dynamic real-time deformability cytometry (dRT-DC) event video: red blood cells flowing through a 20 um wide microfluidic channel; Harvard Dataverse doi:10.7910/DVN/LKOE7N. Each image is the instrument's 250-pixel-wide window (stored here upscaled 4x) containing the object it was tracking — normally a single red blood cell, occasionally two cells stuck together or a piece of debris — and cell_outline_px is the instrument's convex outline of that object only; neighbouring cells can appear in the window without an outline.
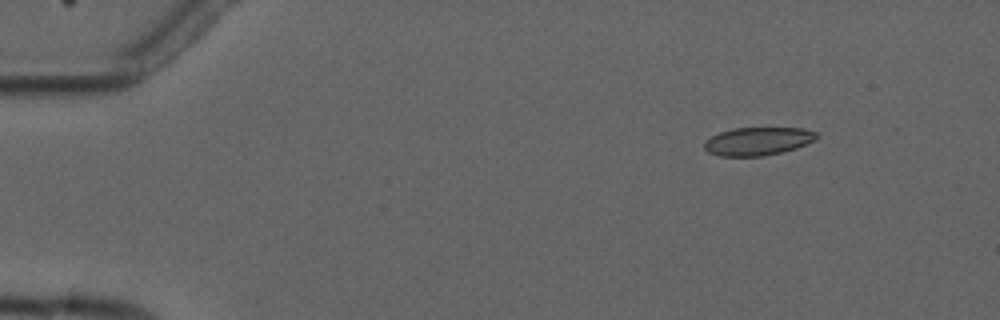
{"species": "common noctule bat (a hibernating species)", "species_latin": "Nyctalus noctula", "temperature_condition": "cold", "stored_images_in_passage": 7, "camera_frame_rate_fps": 3000, "um_per_image_px": 0.085, "animal": {"sex": "male", "forearm_length_mm": 52.5}, "frame": {"image": 1, "passage_image": 1, "time_ms": 0.0, "image_size_px": [1000, 320], "cell_outline_px": [[820, 136], [816, 140], [796, 148], [764, 156], [720, 156], [708, 152], [704, 148], [704, 140], [720, 132], [732, 128], [804, 128], [816, 132]], "centroid_in_image_um": [64.43, 12.0], "position_along_channel_um": 20.6, "area_um2": 18.5}}
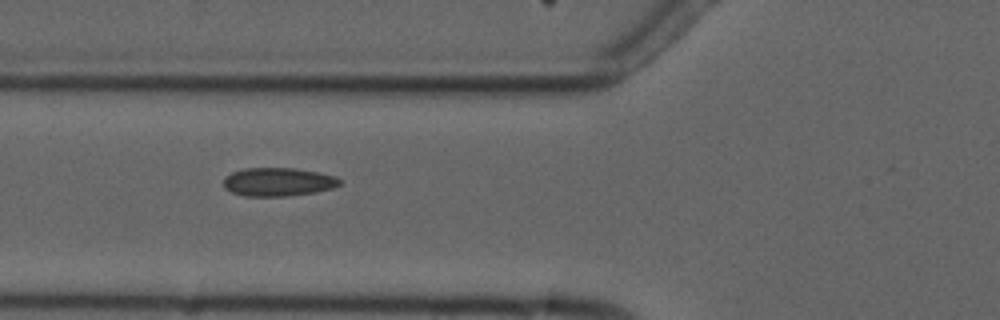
{"frame": {"image": 2, "passage_image": 5, "time_ms": 4.667, "image_size_px": [1000, 320], "cell_outline_px": [[340, 184], [332, 188], [316, 192], [288, 196], [244, 196], [232, 192], [224, 188], [224, 176], [232, 172], [244, 168], [296, 168], [320, 172], [336, 176], [340, 180]], "centroid_in_image_um": [23.64, 15.46], "position_along_channel_um": 102.2, "area_um2": 19.42}}
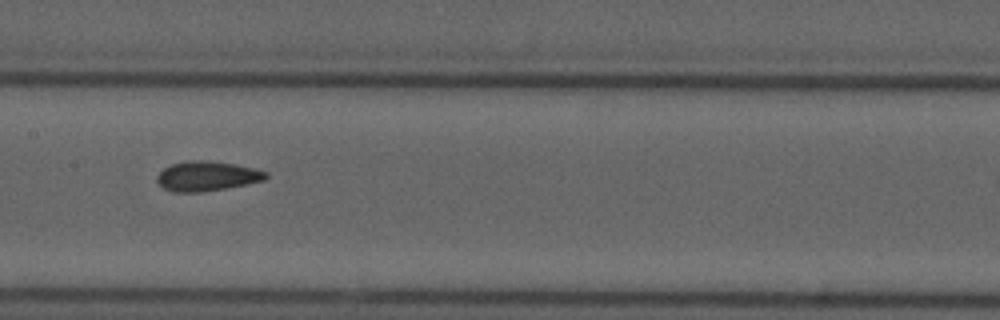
{"frame": {"image": 3, "passage_image": 7, "time_ms": 7.0, "image_size_px": [1000, 320], "cell_outline_px": [[268, 176], [264, 180], [228, 188], [204, 192], [172, 192], [164, 188], [156, 180], [156, 176], [164, 168], [172, 164], [188, 160], [204, 160], [236, 164], [268, 172]], "centroid_in_image_um": [17.58, 14.97], "position_along_channel_um": 189.8, "area_um2": 18.9}}